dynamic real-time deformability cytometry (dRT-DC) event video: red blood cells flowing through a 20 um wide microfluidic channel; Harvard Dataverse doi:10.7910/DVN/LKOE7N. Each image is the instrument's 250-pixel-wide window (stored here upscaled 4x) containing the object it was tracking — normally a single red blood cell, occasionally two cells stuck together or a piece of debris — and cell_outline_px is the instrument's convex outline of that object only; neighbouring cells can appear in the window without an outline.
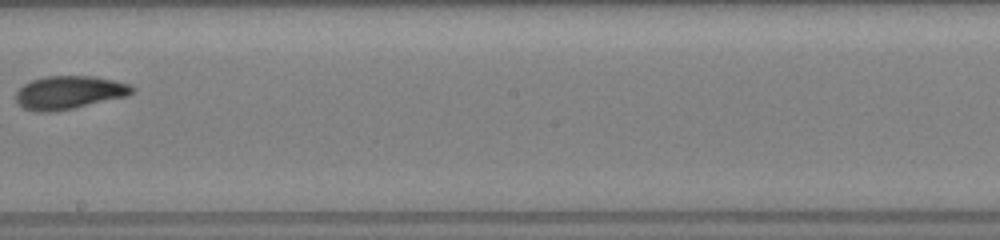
{"species": "common noctule bat (a hibernating species)", "species_latin": "Nyctalus noctula", "temperature_condition": "room temperature", "stored_images_in_passage": 14, "camera_frame_rate_fps": 3000, "um_per_image_px": 0.085, "animal": {"sex": "female", "body_mass_g": 19.5, "forearm_length_mm": 54.1}, "frame": {"image": 1, "passage_image": 7, "time_ms": 5.667, "image_size_px": [1000, 240], "cell_outline_px": [[136, 92], [128, 96], [72, 108], [52, 112], [36, 112], [24, 108], [16, 100], [16, 92], [24, 84], [32, 80], [44, 76], [92, 76], [116, 80], [128, 84], [136, 88]], "centroid_in_image_um": [5.91, 7.85], "position_along_channel_um": 242.3, "area_um2": 22.54}}
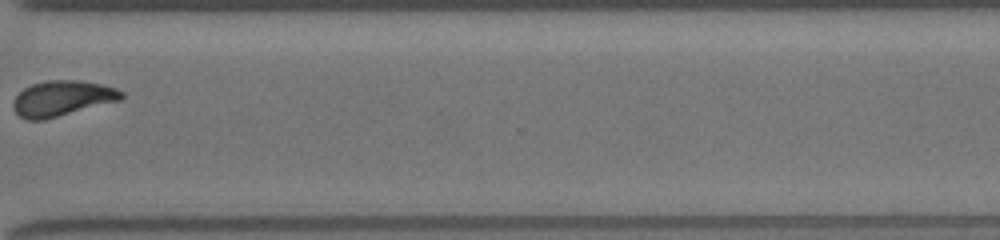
{"frame": {"image": 2, "passage_image": 10, "time_ms": 8.667, "image_size_px": [1000, 240], "cell_outline_px": [[124, 96], [120, 100], [44, 120], [24, 120], [12, 108], [12, 100], [24, 88], [32, 84], [48, 80], [80, 80], [100, 84], [116, 88], [124, 92]], "centroid_in_image_um": [5.26, 8.36], "position_along_channel_um": 365.3, "area_um2": 22.37}}
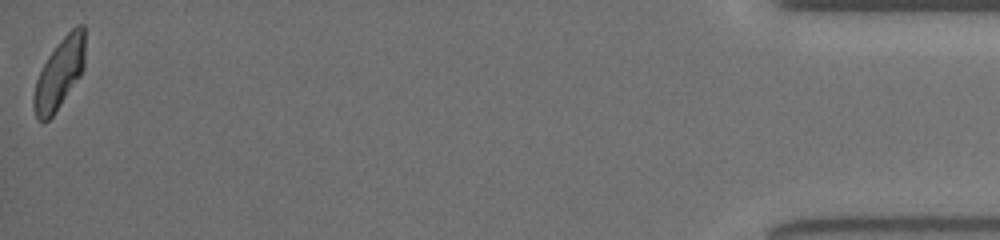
{"frame": {"image": 3, "passage_image": 14, "time_ms": 12.333, "image_size_px": [1000, 240], "cell_outline_px": [[84, 68], [80, 76], [52, 116], [44, 124], [36, 120], [32, 104], [32, 96], [36, 80], [48, 56], [60, 40], [76, 24], [84, 24]], "centroid_in_image_um": [5.02, 6.29], "position_along_channel_um": 430.2, "area_um2": 21.04}}